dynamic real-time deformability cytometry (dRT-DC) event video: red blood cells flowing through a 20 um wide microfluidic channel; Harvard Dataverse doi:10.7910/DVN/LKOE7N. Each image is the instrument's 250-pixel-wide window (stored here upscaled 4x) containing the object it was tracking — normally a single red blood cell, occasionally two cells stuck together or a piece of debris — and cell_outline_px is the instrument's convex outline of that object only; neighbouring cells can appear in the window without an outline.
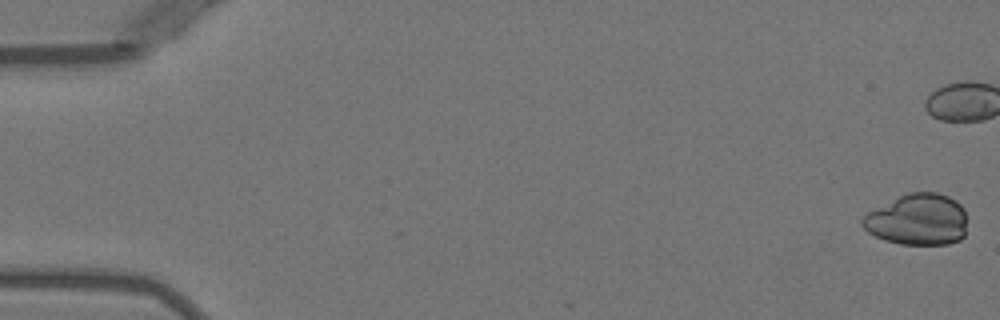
{"species": "Egyptian fruit bat (a non-hibernating species)", "species_latin": "Rousettus aegyptiacus", "temperature_condition": "warm", "stored_images_in_passage": 6, "camera_frame_rate_fps": 3000, "um_per_image_px": 0.085, "animal": {"sex": "female"}, "frame": {"image": 1, "passage_image": 1, "time_ms": 0.0, "image_size_px": [1000, 320], "cell_outline_px": [[964, 236], [960, 240], [948, 244], [900, 244], [884, 240], [868, 232], [860, 224], [860, 216], [908, 192], [936, 192], [948, 196], [956, 200], [964, 208]], "centroid_in_image_um": [77.97, 18.67], "position_along_channel_um": 7.0, "area_um2": 31.27}}
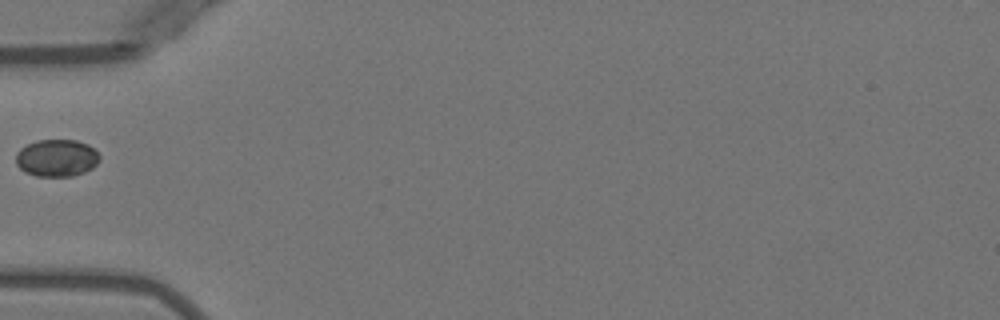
{"frame": {"image": 2, "passage_image": 6, "time_ms": 6.333, "image_size_px": [1000, 320], "cell_outline_px": [[100, 160], [92, 168], [84, 172], [72, 176], [36, 176], [24, 172], [16, 164], [16, 152], [20, 148], [36, 140], [76, 140], [88, 144], [100, 156]], "centroid_in_image_um": [4.8, 13.43], "position_along_channel_um": 80.2, "area_um2": 18.21}}